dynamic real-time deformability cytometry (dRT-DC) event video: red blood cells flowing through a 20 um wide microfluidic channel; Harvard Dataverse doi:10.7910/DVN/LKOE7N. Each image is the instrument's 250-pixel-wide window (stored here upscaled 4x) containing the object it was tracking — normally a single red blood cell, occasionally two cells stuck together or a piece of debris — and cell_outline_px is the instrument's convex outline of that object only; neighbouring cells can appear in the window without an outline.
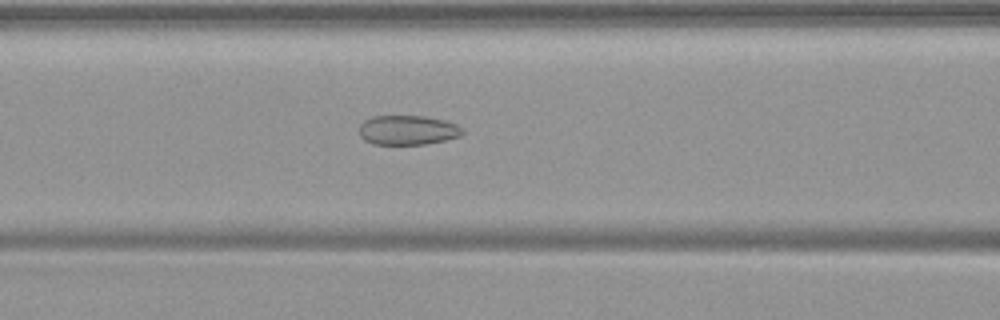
{"species": "common noctule bat (a hibernating species)", "species_latin": "Nyctalus noctula", "temperature_condition": "warm", "stored_images_in_passage": 50, "camera_frame_rate_fps": 3000, "um_per_image_px": 0.085, "animal": {"sex": "female", "body_mass_g": 19.9}, "frame": {"image": 1, "passage_image": 21, "time_ms": 6.667, "image_size_px": [1000, 320], "cell_outline_px": [[464, 132], [460, 136], [444, 140], [424, 144], [372, 144], [364, 140], [360, 136], [360, 124], [364, 120], [372, 116], [424, 116], [444, 120], [456, 124], [464, 128]], "centroid_in_image_um": [34.65, 11.05], "position_along_channel_um": 132.0, "area_um2": 17.8}}
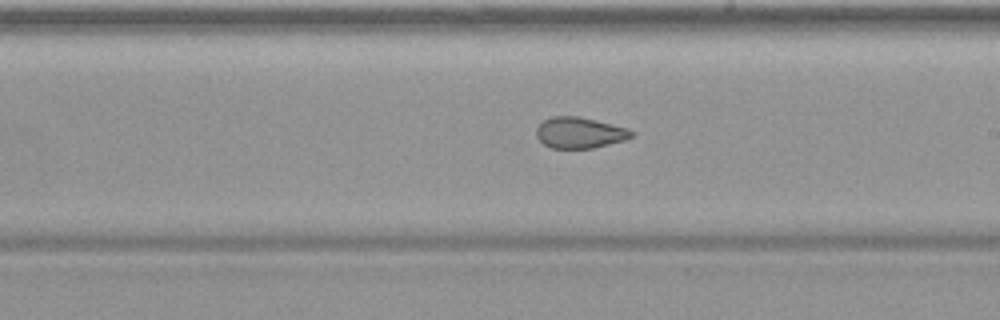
{"frame": {"image": 2, "passage_image": 29, "time_ms": 9.333, "image_size_px": [1000, 320], "cell_outline_px": [[636, 136], [624, 140], [592, 148], [552, 148], [544, 144], [536, 136], [536, 128], [544, 120], [552, 116], [576, 116], [596, 120], [628, 128], [636, 132]], "centroid_in_image_um": [49.3, 11.28], "position_along_channel_um": 239.7, "area_um2": 17.22}}
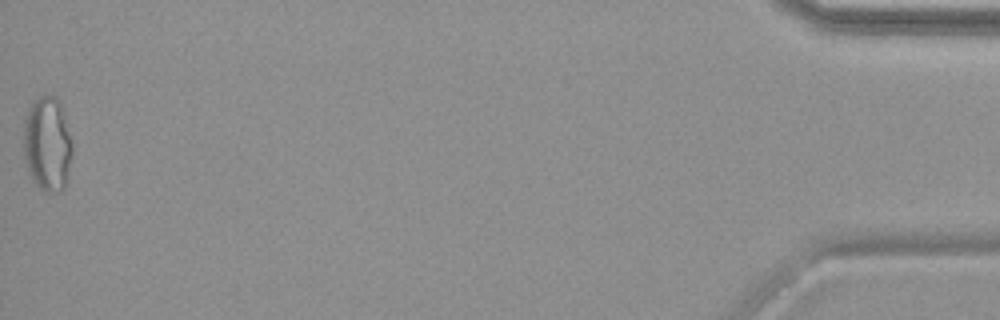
{"frame": {"image": 3, "passage_image": 50, "time_ms": 16.333, "image_size_px": [1000, 320], "cell_outline_px": [[72, 152], [68, 176], [64, 188], [60, 192], [44, 192], [32, 180], [28, 172], [24, 160], [24, 120], [28, 108], [40, 96], [52, 92], [60, 100], [64, 112], [72, 144]], "centroid_in_image_um": [4.03, 12.22], "position_along_channel_um": 431.2, "area_um2": 27.4}}